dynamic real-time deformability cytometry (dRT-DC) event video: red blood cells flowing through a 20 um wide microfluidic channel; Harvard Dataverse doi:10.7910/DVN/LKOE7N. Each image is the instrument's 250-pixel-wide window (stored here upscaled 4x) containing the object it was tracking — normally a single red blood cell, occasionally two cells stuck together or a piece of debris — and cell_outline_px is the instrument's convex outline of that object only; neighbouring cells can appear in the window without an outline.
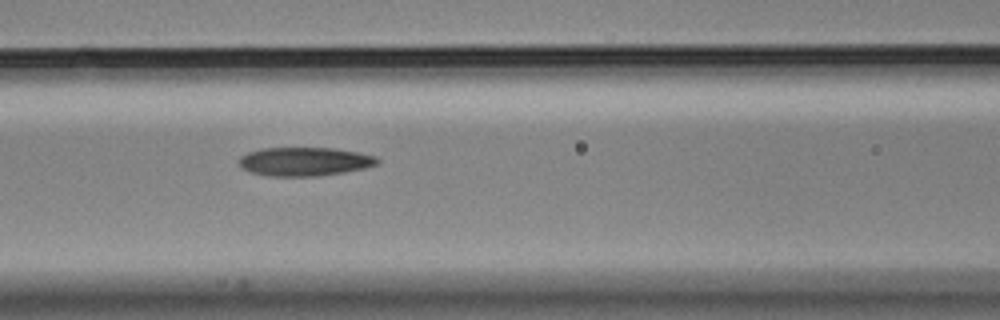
{"species": "Egyptian fruit bat (a non-hibernating species)", "species_latin": "Rousettus aegyptiacus", "temperature_condition": "cold", "stored_images_in_passage": 7, "segment_of_instrument_passage": [1, 2], "camera_frame_rate_fps": 3000, "um_per_image_px": 0.085, "animal": {"sex": "male"}, "frame": {"image": 1, "passage_image": 6, "time_ms": 1.667, "image_size_px": [1000, 320], "cell_outline_px": [[380, 164], [364, 168], [344, 172], [320, 176], [268, 176], [252, 172], [244, 168], [240, 164], [240, 156], [248, 152], [260, 148], [332, 148], [356, 152], [376, 156], [380, 160]], "centroid_in_image_um": [25.92, 13.73], "position_along_channel_um": 140.7, "area_um2": 23.06}}